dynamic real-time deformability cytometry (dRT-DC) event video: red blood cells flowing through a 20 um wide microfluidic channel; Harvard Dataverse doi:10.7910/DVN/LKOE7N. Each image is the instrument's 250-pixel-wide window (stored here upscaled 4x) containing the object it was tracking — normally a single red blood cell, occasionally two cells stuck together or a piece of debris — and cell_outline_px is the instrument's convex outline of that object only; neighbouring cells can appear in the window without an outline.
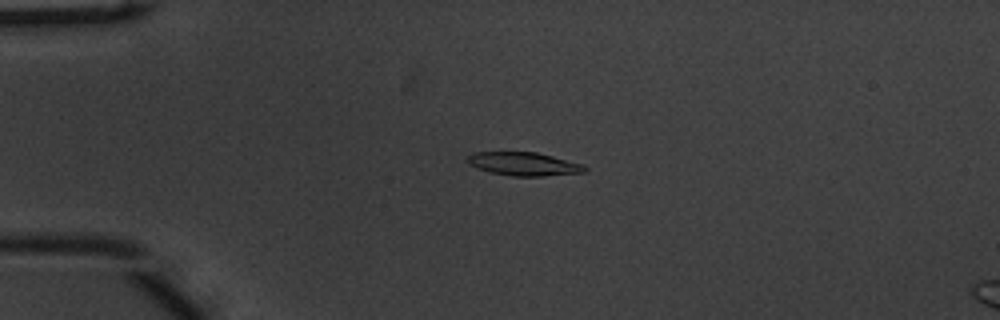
{"species": "common noctule bat (a hibernating species)", "species_latin": "Nyctalus noctula", "temperature_condition": "warm", "stored_images_in_passage": 55, "camera_frame_rate_fps": 3000, "um_per_image_px": 0.085, "animal": {"sex": "male", "body_mass_g": 20.1, "forearm_length_mm": 53.5}, "frame": {"image": 1, "passage_image": 14, "time_ms": 4.333, "image_size_px": [1000, 320], "cell_outline_px": [[588, 168], [584, 172], [544, 176], [512, 176], [492, 172], [468, 164], [468, 156], [472, 152], [536, 152], [584, 164]], "centroid_in_image_um": [44.56, 13.93], "position_along_channel_um": 40.4, "area_um2": 15.84}}
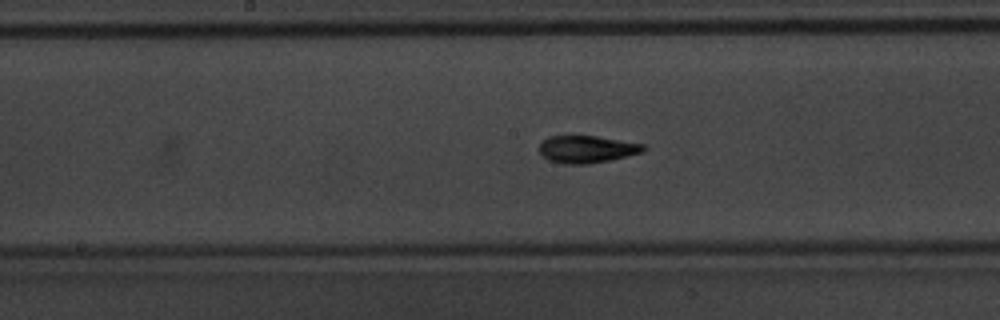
{"frame": {"image": 2, "passage_image": 29, "time_ms": 9.333, "image_size_px": [1000, 320], "cell_outline_px": [[648, 148], [644, 152], [628, 156], [588, 164], [564, 164], [548, 160], [540, 152], [540, 144], [548, 136], [596, 136], [644, 144]], "centroid_in_image_um": [49.92, 12.68], "position_along_channel_um": 198.3, "area_um2": 16.53}}
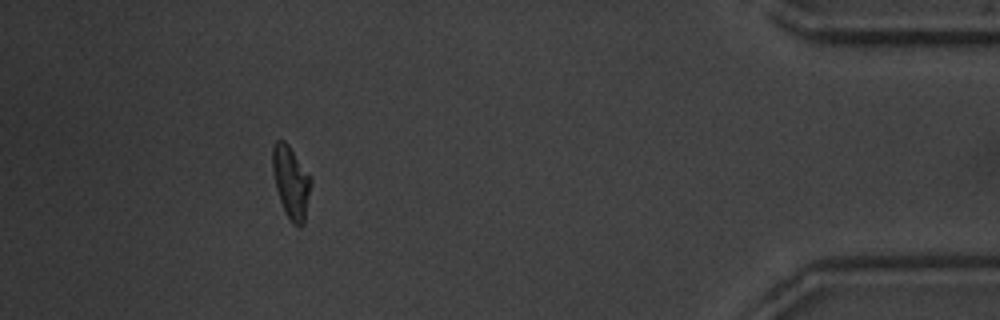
{"frame": {"image": 3, "passage_image": 50, "time_ms": 16.333, "image_size_px": [1000, 320], "cell_outline_px": [[312, 184], [304, 224], [300, 228], [292, 224], [284, 212], [276, 188], [272, 172], [272, 148], [276, 140], [284, 140], [288, 144], [312, 176]], "centroid_in_image_um": [24.75, 15.5], "position_along_channel_um": 410.4, "area_um2": 16.65}, "authors_computed_cell_mechanics": {"area_um2": 16.0684, "velocity_mm_per_s": 3.7813, "shape_relaxation_time_tau1_ms": 2.6345, "shape_relaxation_time_tau2_ms": 1.7535, "deformation_change_tau1": 0.1758, "deformation_change_tau2": 0.0753}}